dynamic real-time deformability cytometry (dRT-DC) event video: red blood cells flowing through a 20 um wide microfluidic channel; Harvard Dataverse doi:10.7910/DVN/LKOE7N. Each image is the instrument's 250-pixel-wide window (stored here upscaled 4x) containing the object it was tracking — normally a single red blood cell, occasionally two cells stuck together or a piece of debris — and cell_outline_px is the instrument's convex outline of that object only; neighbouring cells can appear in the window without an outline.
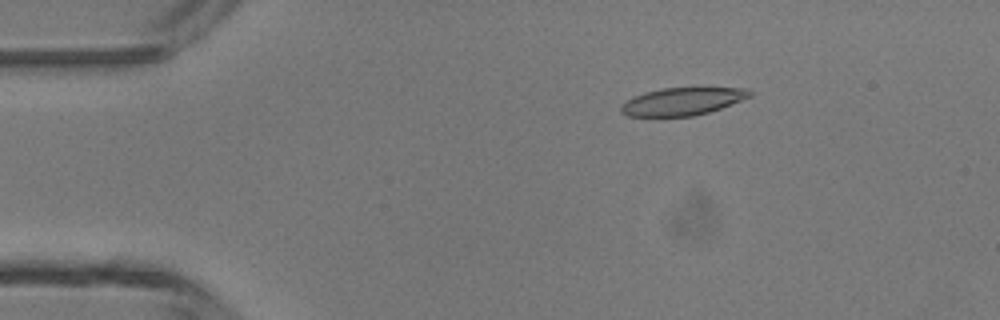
{"species": "common noctule bat (a hibernating species)", "species_latin": "Nyctalus noctula", "temperature_condition": "room temperature", "stored_images_in_passage": 3, "camera_frame_rate_fps": 3000, "um_per_image_px": 0.085, "animal": {"sex": "male", "body_mass_g": 13.3}, "frame": {"image": 1, "passage_image": 1, "time_ms": 0.0, "image_size_px": [1000, 320], "cell_outline_px": [[752, 96], [720, 108], [708, 112], [692, 116], [628, 116], [620, 112], [620, 108], [632, 96], [644, 92], [660, 88], [748, 88], [752, 92]], "centroid_in_image_um": [57.99, 8.61], "position_along_channel_um": 27.0, "area_um2": 20.58}}